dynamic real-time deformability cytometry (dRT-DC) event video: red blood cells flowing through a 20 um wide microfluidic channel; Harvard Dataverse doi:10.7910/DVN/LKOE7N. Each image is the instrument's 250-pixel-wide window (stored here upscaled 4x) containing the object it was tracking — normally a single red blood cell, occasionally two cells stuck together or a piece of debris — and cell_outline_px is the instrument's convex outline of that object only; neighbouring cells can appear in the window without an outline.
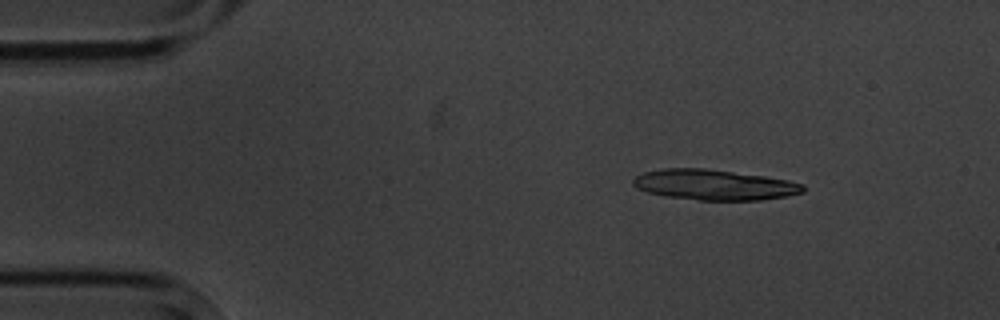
{"species": "common noctule bat (a hibernating species)", "species_latin": "Nyctalus noctula", "temperature_condition": "cold", "stored_images_in_passage": 4, "camera_frame_rate_fps": 3000, "um_per_image_px": 0.085, "animal": {"sex": "male", "body_mass_g": 20.1, "forearm_length_mm": 53.5}, "frame": {"image": 1, "passage_image": 1, "time_ms": 0.0, "image_size_px": [1000, 320], "cell_outline_px": [[804, 192], [788, 196], [760, 200], [700, 200], [668, 196], [648, 192], [636, 188], [632, 184], [632, 180], [636, 176], [644, 172], [660, 168], [704, 168], [764, 176], [788, 180], [804, 184]], "centroid_in_image_um": [60.71, 15.7], "position_along_channel_um": 24.3, "area_um2": 30.11}}